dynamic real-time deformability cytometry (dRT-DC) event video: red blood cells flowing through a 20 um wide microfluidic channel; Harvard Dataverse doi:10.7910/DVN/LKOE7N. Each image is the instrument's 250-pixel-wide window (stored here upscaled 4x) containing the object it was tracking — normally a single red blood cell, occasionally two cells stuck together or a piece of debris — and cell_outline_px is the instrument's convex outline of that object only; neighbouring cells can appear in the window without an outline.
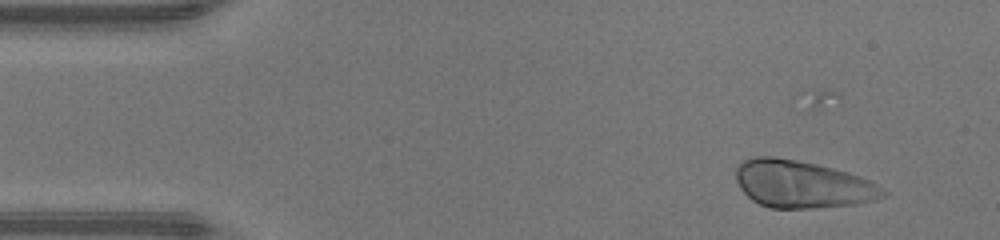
{"species": "human", "species_latin": "Homo sapiens", "temperature_condition": "warm", "stored_images_in_passage": 49, "camera_frame_rate_fps": 3000, "um_per_image_px": 0.085, "donor": {"sex": "male"}, "frame": {"image": 1, "passage_image": 6, "time_ms": 1.667, "image_size_px": [1000, 240], "cell_outline_px": [[888, 192], [884, 196], [872, 200], [856, 204], [812, 208], [772, 208], [760, 204], [752, 200], [740, 188], [736, 180], [736, 168], [744, 160], [756, 156], [776, 156], [816, 164], [848, 172], [860, 176], [876, 184]], "centroid_in_image_um": [68.17, 15.65], "position_along_channel_um": 16.8, "area_um2": 40.4}}
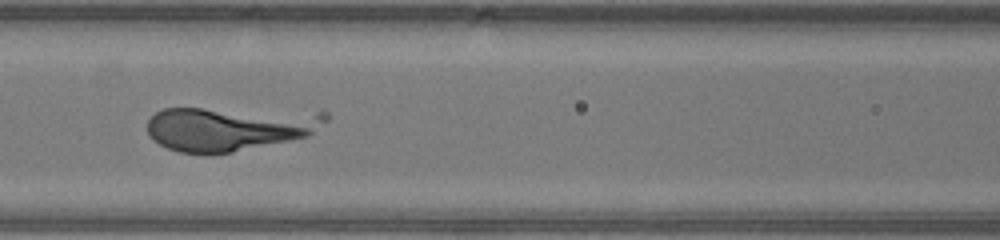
{"frame": {"image": 2, "passage_image": 22, "time_ms": 7.0, "image_size_px": [1000, 240], "cell_outline_px": [[332, 116], [328, 120], [308, 136], [232, 152], [180, 152], [168, 148], [160, 144], [148, 132], [148, 120], [156, 112], [164, 108], [324, 108]], "centroid_in_image_um": [19.72, 10.83], "position_along_channel_um": 146.9, "area_um2": 47.11}}
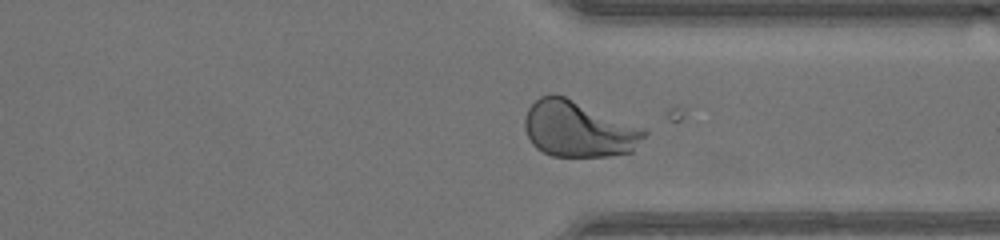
{"frame": {"image": 3, "passage_image": 37, "time_ms": 12.0, "image_size_px": [1000, 240], "cell_outline_px": [[648, 132], [632, 152], [608, 156], [552, 156], [536, 148], [532, 144], [524, 128], [524, 120], [528, 108], [540, 96], [552, 92], [564, 96], [644, 128]], "centroid_in_image_um": [49.15, 10.97], "position_along_channel_um": 362.2, "area_um2": 38.96}}